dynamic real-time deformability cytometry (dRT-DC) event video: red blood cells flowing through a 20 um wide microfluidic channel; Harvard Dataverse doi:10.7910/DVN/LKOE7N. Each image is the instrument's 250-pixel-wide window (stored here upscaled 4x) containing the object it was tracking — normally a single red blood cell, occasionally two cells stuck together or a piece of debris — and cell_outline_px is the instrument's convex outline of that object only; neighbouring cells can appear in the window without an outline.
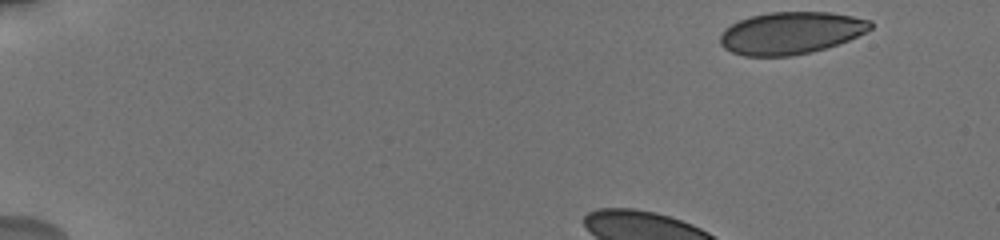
{"species": "human", "species_latin": "Homo sapiens", "temperature_condition": "cold", "stored_images_in_passage": 60, "camera_frame_rate_fps": 3000, "um_per_image_px": 0.085, "donor": {"sex": "male"}, "frame": {"image": 1, "passage_image": 1, "time_ms": 0.0, "image_size_px": [1000, 240], "cell_outline_px": [[872, 28], [848, 40], [812, 52], [792, 56], [744, 56], [732, 52], [724, 48], [720, 44], [720, 36], [724, 28], [740, 20], [752, 16], [768, 12], [832, 12], [872, 20]], "centroid_in_image_um": [67.21, 2.8], "position_along_channel_um": 17.8, "area_um2": 36.93}}
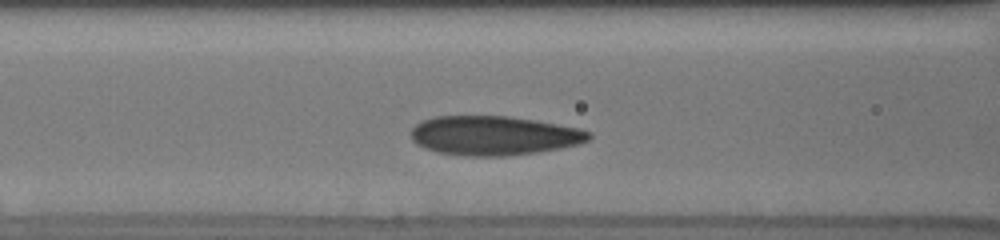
{"frame": {"image": 2, "passage_image": 23, "time_ms": 5.333, "image_size_px": [1000, 240], "cell_outline_px": [[592, 136], [588, 140], [576, 144], [560, 148], [536, 152], [504, 156], [468, 156], [440, 152], [424, 148], [416, 144], [412, 140], [412, 128], [420, 120], [436, 116], [508, 116], [556, 124], [576, 128], [592, 132]], "centroid_in_image_um": [41.94, 11.52], "position_along_channel_um": 124.7, "area_um2": 40.4}}
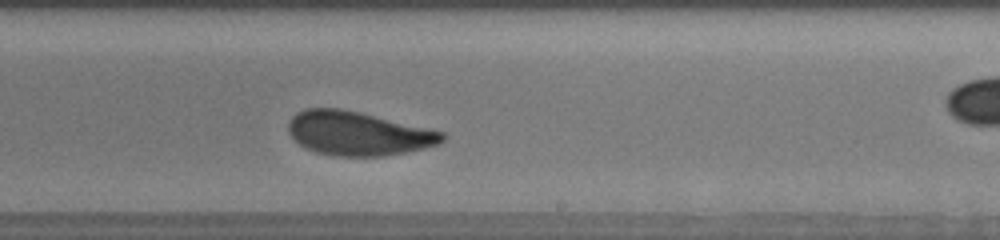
{"frame": {"image": 3, "passage_image": 38, "time_ms": 9.0, "image_size_px": [1000, 240], "cell_outline_px": [[448, 136], [444, 140], [436, 144], [424, 148], [408, 152], [384, 156], [332, 156], [316, 152], [304, 148], [292, 140], [288, 132], [288, 120], [296, 112], [308, 108], [340, 108], [360, 112], [428, 128], [444, 132]], "centroid_in_image_um": [30.39, 11.35], "position_along_channel_um": 258.6, "area_um2": 39.77}, "authors_computed_cell_mechanics": {"area_um2": 39.2173, "velocity_mm_per_s": 3.6654, "shape_relaxation_time_tau1_ms": 3.4997, "shape_relaxation_time_tau2_ms": 1.349, "deformation_change_tau1": 0.1223, "deformation_change_tau2": 0.0623}}